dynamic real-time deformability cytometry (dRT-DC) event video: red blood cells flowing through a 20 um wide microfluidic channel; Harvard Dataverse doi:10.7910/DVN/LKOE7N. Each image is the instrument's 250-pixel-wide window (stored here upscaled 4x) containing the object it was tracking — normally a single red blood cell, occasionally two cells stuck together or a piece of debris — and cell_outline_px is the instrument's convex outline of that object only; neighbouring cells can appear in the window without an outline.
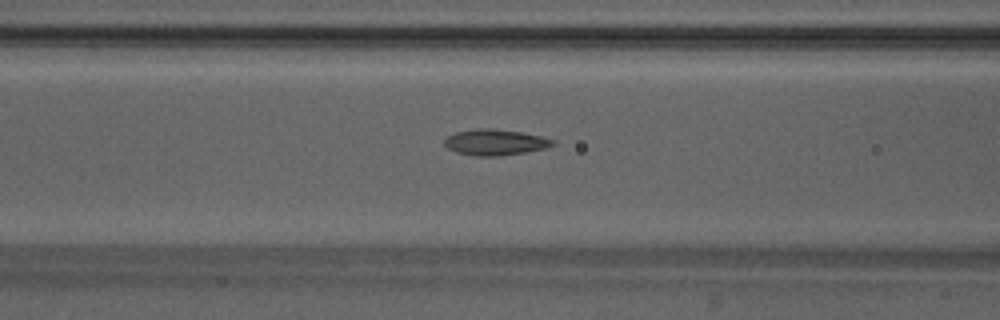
{"species": "Egyptian fruit bat (a non-hibernating species)", "species_latin": "Rousettus aegyptiacus", "temperature_condition": "warm", "stored_images_in_passage": 14, "camera_frame_rate_fps": 3000, "um_per_image_px": 0.085, "animal": {"sex": "male"}, "frame": {"image": 1, "passage_image": 12, "time_ms": 3.667, "image_size_px": [1000, 320], "cell_outline_px": [[556, 144], [544, 148], [524, 152], [500, 156], [472, 156], [456, 152], [448, 148], [444, 144], [444, 140], [448, 136], [456, 132], [480, 128], [492, 128], [520, 132], [540, 136], [556, 140]], "centroid_in_image_um": [42.08, 12.09], "position_along_channel_um": 124.5, "area_um2": 16.3}}